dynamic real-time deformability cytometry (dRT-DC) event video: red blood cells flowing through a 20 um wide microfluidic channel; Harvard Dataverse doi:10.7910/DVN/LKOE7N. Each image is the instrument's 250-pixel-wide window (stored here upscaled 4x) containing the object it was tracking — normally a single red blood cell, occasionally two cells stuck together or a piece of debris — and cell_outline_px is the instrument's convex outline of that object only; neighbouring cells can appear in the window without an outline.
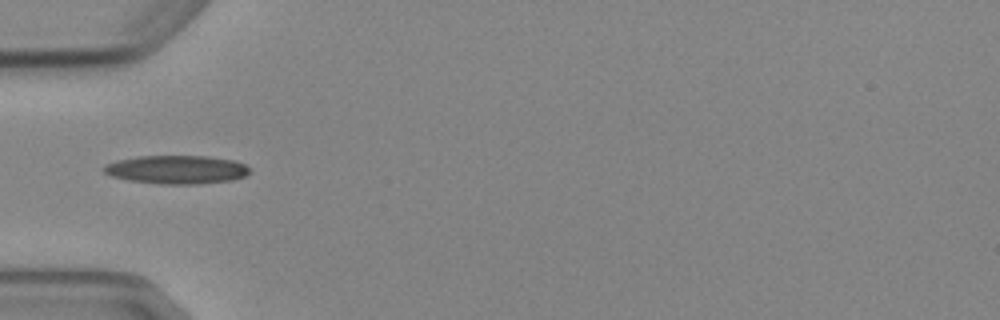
{"species": "Egyptian fruit bat (a non-hibernating species)", "species_latin": "Rousettus aegyptiacus", "temperature_condition": "cold", "stored_images_in_passage": 1, "camera_frame_rate_fps": 3000, "um_per_image_px": 0.085, "animal": {"sex": "female"}, "frame": {"image": 1, "passage_image": 1, "time_ms": 0.0, "image_size_px": [1000, 320], "cell_outline_px": [[252, 172], [244, 176], [232, 180], [196, 184], [160, 184], [128, 180], [112, 176], [104, 172], [104, 168], [108, 164], [116, 160], [136, 156], [208, 156], [232, 160], [244, 164]], "centroid_in_image_um": [15.02, 14.41], "position_along_channel_um": 70.0, "area_um2": 24.1}}